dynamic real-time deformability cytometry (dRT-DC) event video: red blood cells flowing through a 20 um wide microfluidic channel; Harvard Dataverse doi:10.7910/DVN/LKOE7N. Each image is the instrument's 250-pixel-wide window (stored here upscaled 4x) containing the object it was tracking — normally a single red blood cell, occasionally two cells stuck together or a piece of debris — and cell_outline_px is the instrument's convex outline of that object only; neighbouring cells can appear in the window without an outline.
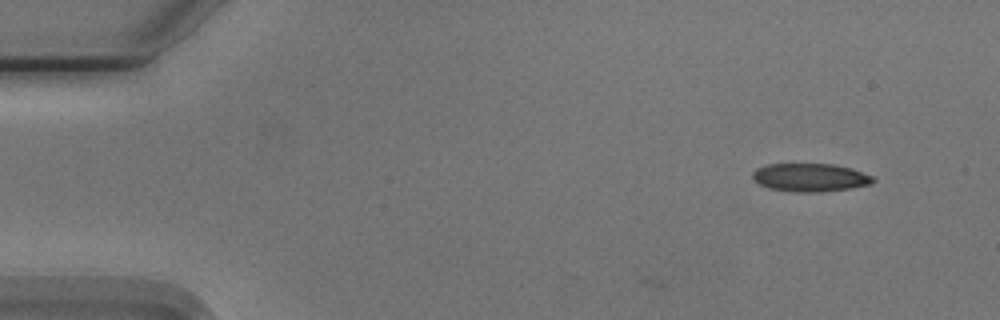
{"species": "Egyptian fruit bat (a non-hibernating species)", "species_latin": "Rousettus aegyptiacus", "temperature_condition": "cold", "stored_images_in_passage": 4, "camera_frame_rate_fps": 3000, "um_per_image_px": 0.085, "animal": {"sex": "male"}, "frame": {"image": 1, "passage_image": 1, "time_ms": 0.0, "image_size_px": [1000, 320], "cell_outline_px": [[876, 180], [872, 184], [852, 188], [824, 192], [792, 192], [768, 188], [752, 180], [752, 172], [756, 168], [768, 164], [836, 164], [852, 168], [872, 176]], "centroid_in_image_um": [68.87, 15.09], "position_along_channel_um": 16.1, "area_um2": 20.11}}